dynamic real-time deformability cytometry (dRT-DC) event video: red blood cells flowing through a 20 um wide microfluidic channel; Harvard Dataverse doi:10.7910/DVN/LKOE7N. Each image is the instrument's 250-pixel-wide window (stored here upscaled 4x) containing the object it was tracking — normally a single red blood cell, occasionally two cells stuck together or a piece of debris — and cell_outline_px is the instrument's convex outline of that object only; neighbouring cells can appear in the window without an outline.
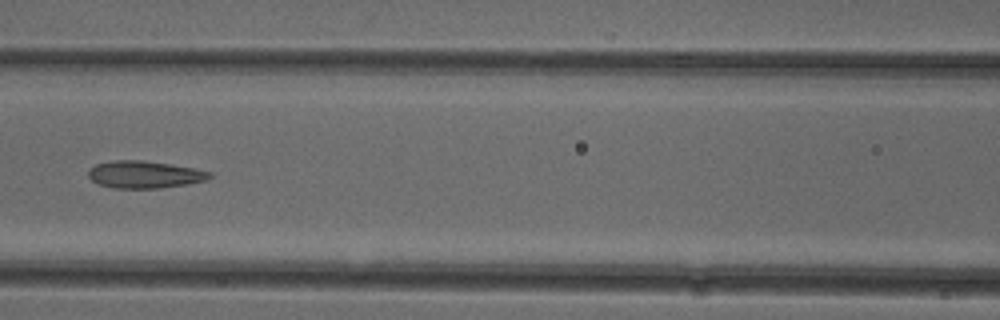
{"species": "common noctule bat (a hibernating species)", "species_latin": "Nyctalus noctula", "temperature_condition": "cold", "stored_images_in_passage": 52, "camera_frame_rate_fps": 3000, "um_per_image_px": 0.085, "animal": {"sex": "female"}, "frame": {"image": 1, "passage_image": 23, "time_ms": 7.333, "image_size_px": [1000, 320], "cell_outline_px": [[212, 176], [204, 180], [188, 184], [160, 188], [112, 188], [100, 184], [92, 180], [88, 176], [88, 172], [96, 164], [112, 160], [144, 160], [192, 168], [212, 172]], "centroid_in_image_um": [12.27, 14.83], "position_along_channel_um": 154.3, "area_um2": 19.07}, "authors_computed_cell_mechanics": {"area_um2": 20.2011, "velocity_mm_per_s": 3.9596, "shape_relaxation_time_tau1_ms": null, "shape_relaxation_time_tau2_ms": 2.5245, "deformation_change_tau1": null, "deformation_change_tau2": 0.1226}}